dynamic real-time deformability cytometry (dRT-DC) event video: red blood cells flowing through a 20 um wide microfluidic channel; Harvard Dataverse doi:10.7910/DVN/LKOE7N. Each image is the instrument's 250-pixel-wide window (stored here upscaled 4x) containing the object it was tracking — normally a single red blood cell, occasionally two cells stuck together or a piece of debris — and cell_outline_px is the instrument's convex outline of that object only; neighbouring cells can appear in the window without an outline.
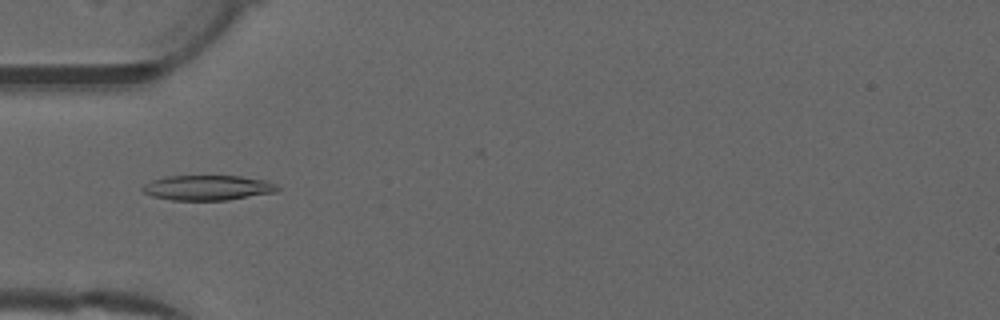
{"species": "common noctule bat (a hibernating species)", "species_latin": "Nyctalus noctula", "temperature_condition": "warm", "stored_images_in_passage": 52, "camera_frame_rate_fps": 3000, "um_per_image_px": 0.085, "animal": {"sex": "male", "forearm_length_mm": 52.5}, "frame": {"image": 1, "passage_image": 17, "time_ms": 5.333, "image_size_px": [1000, 320], "cell_outline_px": [[280, 188], [276, 192], [228, 200], [172, 200], [152, 196], [144, 192], [140, 188], [144, 184], [152, 180], [168, 176], [240, 176], [264, 180], [276, 184]], "centroid_in_image_um": [17.65, 15.96], "position_along_channel_um": 67.4, "area_um2": 19.65}}
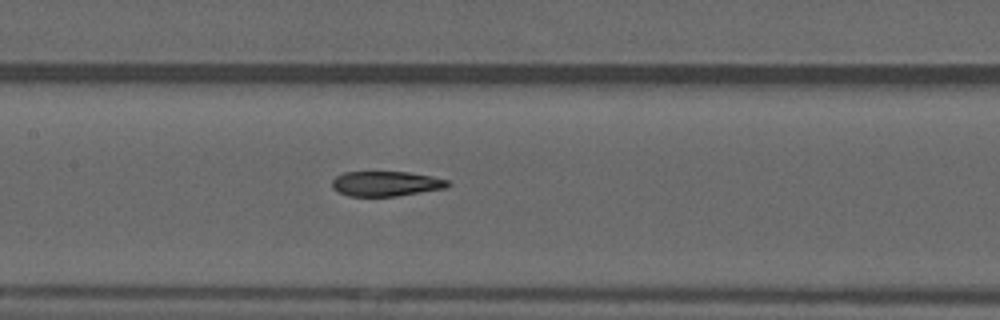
{"frame": {"image": 2, "passage_image": 25, "time_ms": 8.0, "image_size_px": [1000, 320], "cell_outline_px": [[452, 184], [444, 188], [396, 196], [348, 196], [332, 188], [332, 180], [336, 176], [344, 172], [408, 172], [432, 176], [448, 180]], "centroid_in_image_um": [32.8, 15.61], "position_along_channel_um": 174.6, "area_um2": 16.76}}
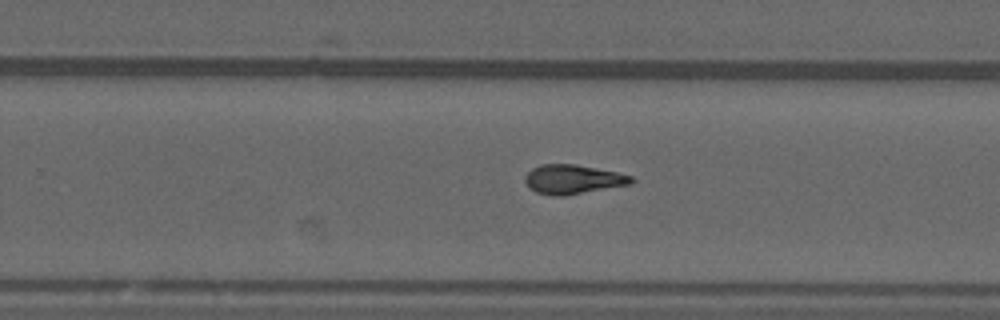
{"frame": {"image": 3, "passage_image": 33, "time_ms": 10.667, "image_size_px": [1000, 320], "cell_outline_px": [[636, 180], [632, 184], [564, 196], [552, 196], [536, 192], [528, 188], [524, 180], [524, 176], [532, 168], [540, 164], [576, 164], [616, 172], [632, 176]], "centroid_in_image_um": [48.68, 15.25], "position_along_channel_um": 281.1, "area_um2": 18.32}, "authors_computed_cell_mechanics": {"area_um2": 18.2648, "velocity_mm_per_s": 4.015, "shape_relaxation_time_tau1_ms": null, "shape_relaxation_time_tau2_ms": 3.6479, "deformation_change_tau1": null, "deformation_change_tau2": 0.1122}}